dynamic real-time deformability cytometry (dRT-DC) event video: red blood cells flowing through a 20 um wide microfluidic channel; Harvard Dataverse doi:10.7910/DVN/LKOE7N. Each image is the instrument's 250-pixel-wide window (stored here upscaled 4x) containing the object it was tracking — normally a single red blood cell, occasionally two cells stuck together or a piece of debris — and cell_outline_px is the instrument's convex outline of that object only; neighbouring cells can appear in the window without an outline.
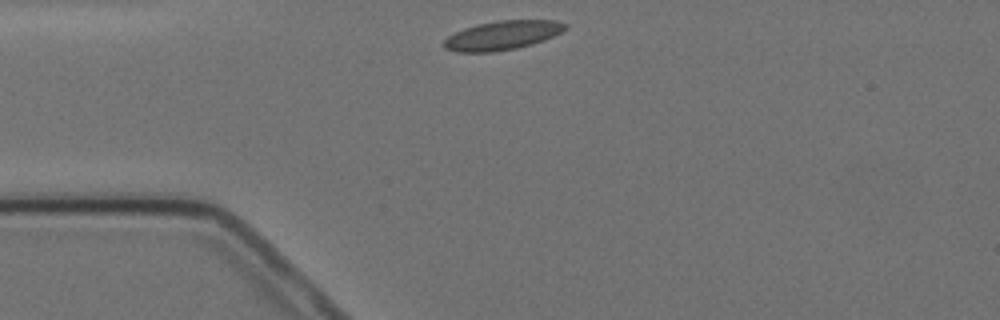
{"species": "Egyptian fruit bat (a non-hibernating species)", "species_latin": "Rousettus aegyptiacus", "temperature_condition": "cold", "stored_images_in_passage": 6, "camera_frame_rate_fps": 3000, "um_per_image_px": 0.085, "animal": {"sex": "female"}, "frame": {"image": 1, "passage_image": 1, "time_ms": 0.0, "image_size_px": [1000, 320], "cell_outline_px": [[568, 28], [544, 40], [532, 44], [516, 48], [492, 52], [456, 52], [444, 48], [444, 40], [448, 36], [464, 28], [476, 24], [500, 20], [556, 20], [568, 24]], "centroid_in_image_um": [42.71, 3.0], "position_along_channel_um": 42.3, "area_um2": 20.52}}
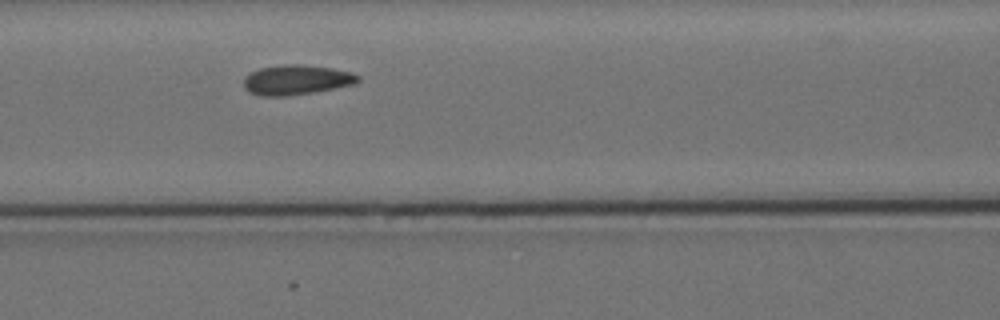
{"frame": {"image": 2, "passage_image": 4, "time_ms": 3.333, "image_size_px": [1000, 320], "cell_outline_px": [[360, 80], [356, 84], [336, 88], [312, 92], [284, 96], [260, 96], [248, 92], [244, 88], [244, 76], [260, 68], [284, 64], [304, 64], [332, 68], [348, 72], [360, 76]], "centroid_in_image_um": [25.18, 6.79], "position_along_channel_um": 141.4, "area_um2": 19.94}}
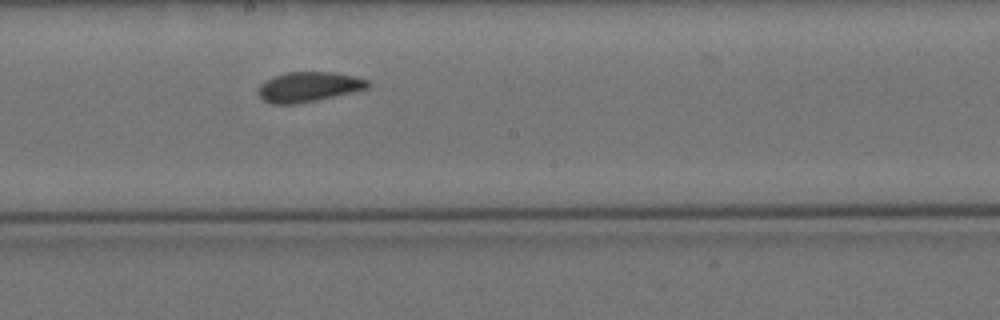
{"frame": {"image": 3, "passage_image": 6, "time_ms": 5.667, "image_size_px": [1000, 320], "cell_outline_px": [[372, 84], [368, 88], [316, 100], [296, 104], [272, 104], [264, 100], [260, 96], [260, 84], [272, 76], [284, 72], [336, 72], [368, 80]], "centroid_in_image_um": [26.23, 7.37], "position_along_channel_um": 222.0, "area_um2": 18.96}}